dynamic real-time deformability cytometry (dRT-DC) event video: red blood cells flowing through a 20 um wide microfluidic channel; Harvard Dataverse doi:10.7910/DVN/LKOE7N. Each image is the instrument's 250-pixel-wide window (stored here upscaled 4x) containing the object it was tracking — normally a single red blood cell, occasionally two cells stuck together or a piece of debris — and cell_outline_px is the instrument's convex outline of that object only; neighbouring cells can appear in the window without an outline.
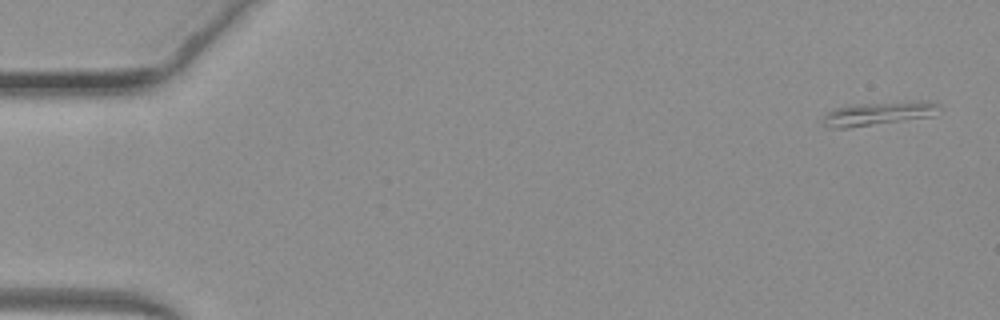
{"species": "common noctule bat (a hibernating species)", "species_latin": "Nyctalus noctula", "temperature_condition": "warm", "stored_images_in_passage": 49, "camera_frame_rate_fps": 3000, "um_per_image_px": 0.085, "animal": {"sex": "female", "body_mass_g": 19.3, "forearm_length_mm": 54.1}, "frame": {"image": 1, "passage_image": 1, "time_ms": 0.0, "image_size_px": [1000, 320], "cell_outline_px": [[944, 108], [932, 116], [848, 128], [828, 128], [820, 120], [832, 108], [848, 104], [916, 100], [928, 100], [940, 104]], "centroid_in_image_um": [74.69, 9.61], "position_along_channel_um": 10.3, "area_um2": 16.59}}
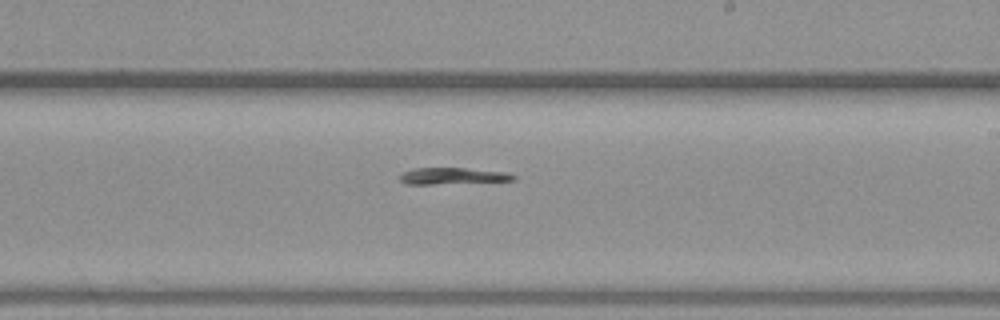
{"frame": {"image": 2, "passage_image": 29, "time_ms": 9.333, "image_size_px": [1000, 320], "cell_outline_px": [[516, 180], [432, 184], [404, 184], [400, 180], [400, 172], [412, 168], [464, 168], [508, 172], [516, 176]], "centroid_in_image_um": [38.43, 14.95], "position_along_channel_um": 250.6, "area_um2": 10.98}}
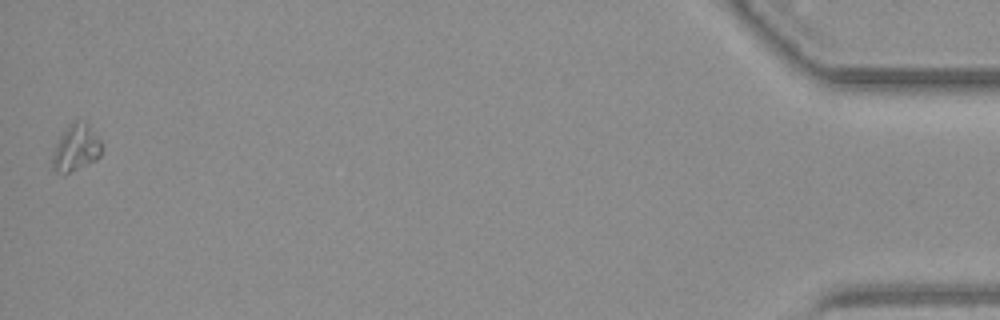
{"frame": {"image": 3, "passage_image": 49, "time_ms": 16.0, "image_size_px": [1000, 320], "cell_outline_px": [[104, 144], [100, 156], [96, 160], [64, 176], [56, 172], [52, 168], [52, 152], [60, 136], [68, 124], [76, 116], [84, 120]], "centroid_in_image_um": [6.45, 12.55], "position_along_channel_um": 428.7, "area_um2": 14.05}}